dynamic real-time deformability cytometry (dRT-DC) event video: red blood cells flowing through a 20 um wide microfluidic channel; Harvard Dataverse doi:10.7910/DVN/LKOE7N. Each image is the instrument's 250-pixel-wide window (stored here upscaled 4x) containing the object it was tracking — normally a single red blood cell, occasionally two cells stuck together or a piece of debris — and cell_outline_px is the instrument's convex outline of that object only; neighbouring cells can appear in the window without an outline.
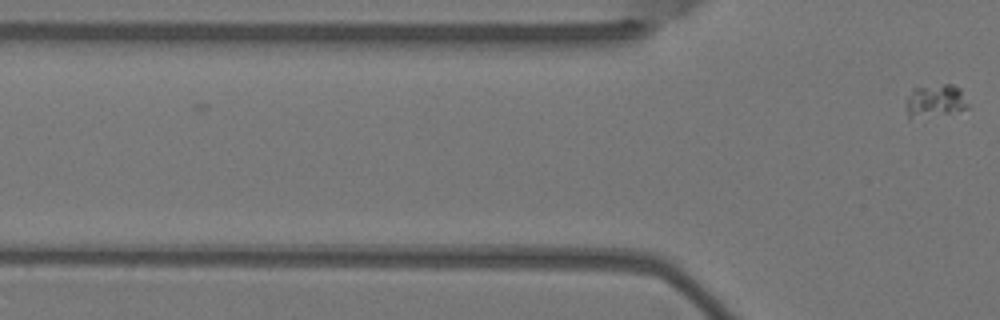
{"species": "Egyptian fruit bat (a non-hibernating species)", "species_latin": "Rousettus aegyptiacus", "temperature_condition": "warm", "stored_images_in_passage": 2, "camera_frame_rate_fps": 3000, "um_per_image_px": 0.085, "animal": {"sex": "female"}, "frame": {"image": 1, "passage_image": 2, "time_ms": 0.333, "image_size_px": [1000, 320], "cell_outline_px": [[968, 108], [908, 120], [908, 96], [912, 88], [944, 84], [952, 84], [960, 88], [968, 104]], "centroid_in_image_um": [79.48, 8.55], "position_along_channel_um": 46.3, "area_um2": 11.5}}